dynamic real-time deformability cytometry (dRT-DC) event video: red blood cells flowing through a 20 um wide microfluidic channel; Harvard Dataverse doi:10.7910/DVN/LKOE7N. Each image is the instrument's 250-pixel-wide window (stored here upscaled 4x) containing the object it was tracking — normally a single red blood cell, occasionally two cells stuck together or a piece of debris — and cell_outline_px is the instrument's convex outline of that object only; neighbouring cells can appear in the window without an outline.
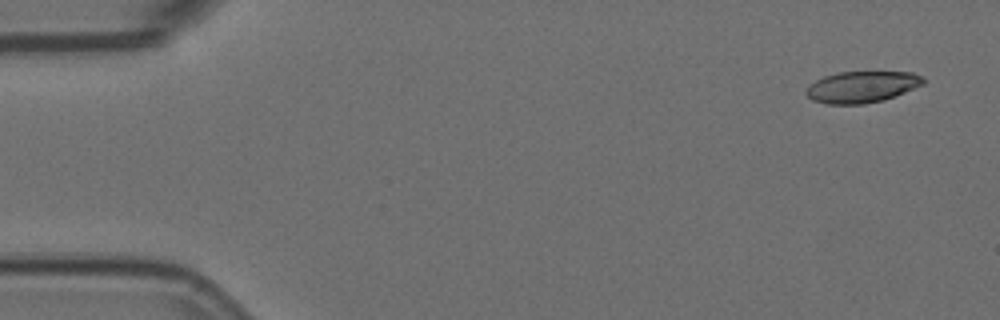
{"species": "Egyptian fruit bat (a non-hibernating species)", "species_latin": "Rousettus aegyptiacus", "temperature_condition": "room temperature", "stored_images_in_passage": 6, "camera_frame_rate_fps": 3000, "um_per_image_px": 0.085, "animal": {"sex": "female"}, "frame": {"image": 1, "passage_image": 1, "time_ms": 0.0, "image_size_px": [1000, 320], "cell_outline_px": [[928, 80], [924, 84], [884, 100], [864, 104], [828, 104], [812, 100], [804, 92], [808, 84], [824, 76], [840, 72], [912, 72]], "centroid_in_image_um": [73.24, 7.39], "position_along_channel_um": 11.8, "area_um2": 21.5}}
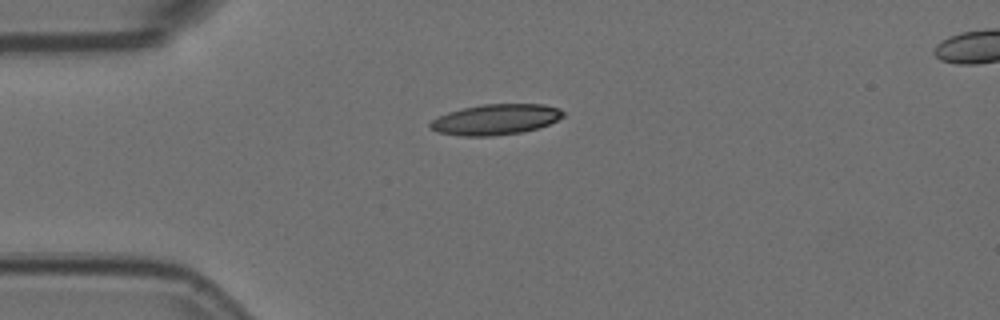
{"frame": {"image": 2, "passage_image": 4, "time_ms": 1.0, "image_size_px": [1000, 320], "cell_outline_px": [[564, 116], [548, 124], [524, 132], [492, 136], [460, 136], [436, 132], [428, 128], [428, 124], [432, 120], [448, 112], [480, 104], [544, 104], [560, 108], [564, 112]], "centroid_in_image_um": [42.11, 10.16], "position_along_channel_um": 42.9, "area_um2": 23.81}}
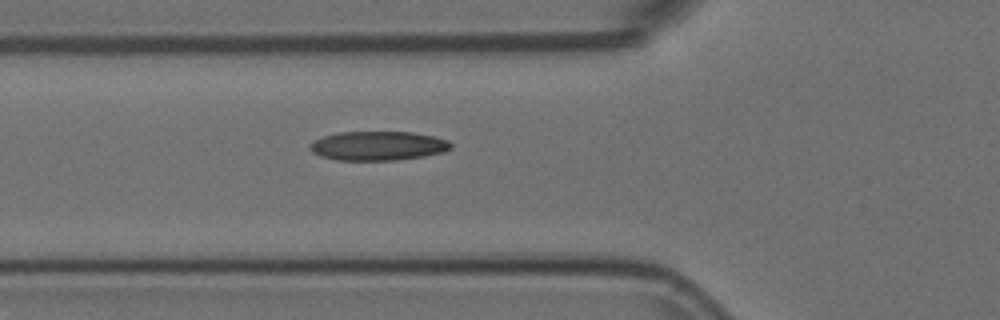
{"frame": {"image": 3, "passage_image": 6, "time_ms": 1.667, "image_size_px": [1000, 320], "cell_outline_px": [[452, 148], [444, 152], [424, 156], [396, 160], [336, 160], [320, 156], [312, 152], [308, 144], [312, 140], [324, 136], [340, 132], [412, 132], [432, 136], [448, 140], [452, 144]], "centroid_in_image_um": [32.11, 12.4], "position_along_channel_um": 93.7, "area_um2": 24.04}}